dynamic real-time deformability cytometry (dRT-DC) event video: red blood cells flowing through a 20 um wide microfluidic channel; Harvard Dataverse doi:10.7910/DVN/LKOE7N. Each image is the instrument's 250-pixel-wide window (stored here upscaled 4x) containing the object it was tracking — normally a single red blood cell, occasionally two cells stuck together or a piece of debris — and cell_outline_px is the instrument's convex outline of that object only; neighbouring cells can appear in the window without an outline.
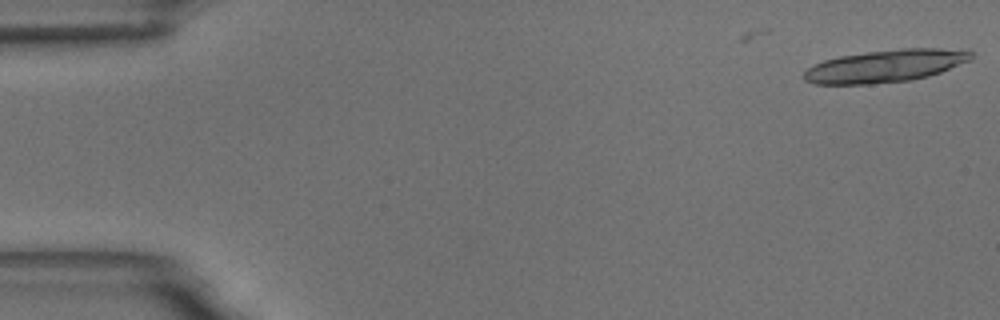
{"species": "common noctule bat (a hibernating species)", "species_latin": "Nyctalus noctula", "temperature_condition": "room temperature", "stored_images_in_passage": 2, "camera_frame_rate_fps": 3000, "um_per_image_px": 0.085, "animal": {"sex": "male", "body_mass_g": 18.8}, "frame": {"image": 1, "passage_image": 2, "time_ms": 0.333, "image_size_px": [1000, 320], "cell_outline_px": [[976, 56], [972, 60], [940, 72], [928, 76], [912, 80], [872, 84], [816, 84], [804, 80], [804, 72], [812, 64], [824, 60], [840, 56], [868, 52], [904, 48], [968, 48]], "centroid_in_image_um": [75.35, 5.59], "position_along_channel_um": 9.7, "area_um2": 32.02}}